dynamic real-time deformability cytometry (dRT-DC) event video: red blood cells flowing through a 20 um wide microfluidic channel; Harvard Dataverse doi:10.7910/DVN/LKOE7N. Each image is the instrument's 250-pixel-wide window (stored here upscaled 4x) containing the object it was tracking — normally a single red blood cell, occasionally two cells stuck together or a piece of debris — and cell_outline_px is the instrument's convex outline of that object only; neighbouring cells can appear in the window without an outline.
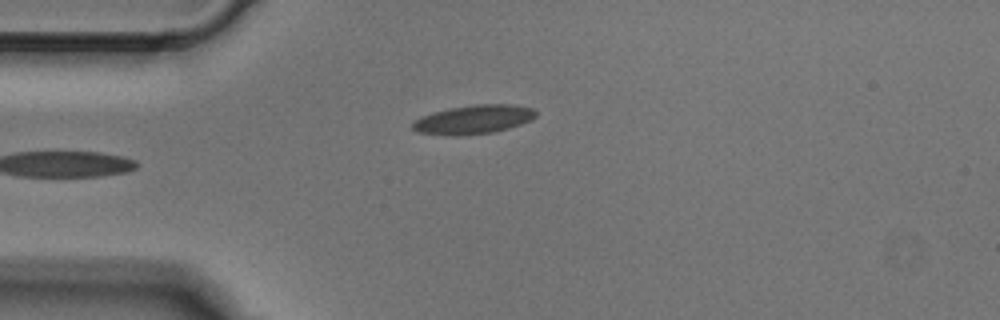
{"species": "Egyptian fruit bat (a non-hibernating species)", "species_latin": "Rousettus aegyptiacus", "temperature_condition": "cold", "stored_images_in_passage": 5, "camera_frame_rate_fps": 3000, "um_per_image_px": 0.085, "animal": {"sex": "male"}, "frame": {"image": 1, "passage_image": 4, "time_ms": 1.0, "image_size_px": [1000, 320], "cell_outline_px": [[536, 116], [532, 120], [496, 132], [460, 136], [452, 136], [420, 132], [412, 128], [412, 120], [420, 116], [432, 112], [448, 108], [476, 104], [516, 104], [532, 108], [536, 112]], "centroid_in_image_um": [40.24, 10.15], "position_along_channel_um": 44.8, "area_um2": 21.04}}